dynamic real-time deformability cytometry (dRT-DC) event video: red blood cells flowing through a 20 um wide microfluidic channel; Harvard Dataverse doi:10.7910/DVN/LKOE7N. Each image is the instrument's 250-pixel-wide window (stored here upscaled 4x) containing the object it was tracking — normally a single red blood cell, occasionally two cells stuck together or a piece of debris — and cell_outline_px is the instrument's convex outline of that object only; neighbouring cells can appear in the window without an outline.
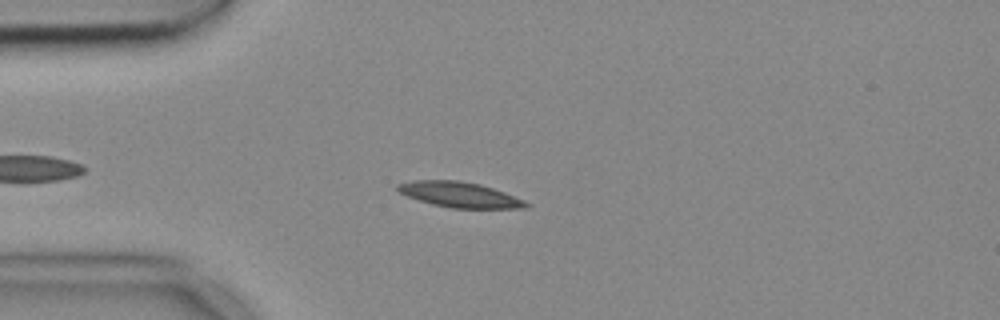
{"species": "common noctule bat (a hibernating species)", "species_latin": "Nyctalus noctula", "temperature_condition": "cold", "stored_images_in_passage": 39, "camera_frame_rate_fps": 3000, "um_per_image_px": 0.085, "animal": {"sex": "female", "body_mass_g": 18.4}, "frame": {"image": 1, "passage_image": 8, "time_ms": 2.333, "image_size_px": [1000, 320], "cell_outline_px": [[532, 204], [528, 208], [452, 208], [432, 204], [408, 196], [400, 192], [396, 188], [396, 184], [412, 180], [460, 180], [480, 184], [504, 192], [524, 200]], "centroid_in_image_um": [39.09, 16.54], "position_along_channel_um": 45.9, "area_um2": 18.96}}
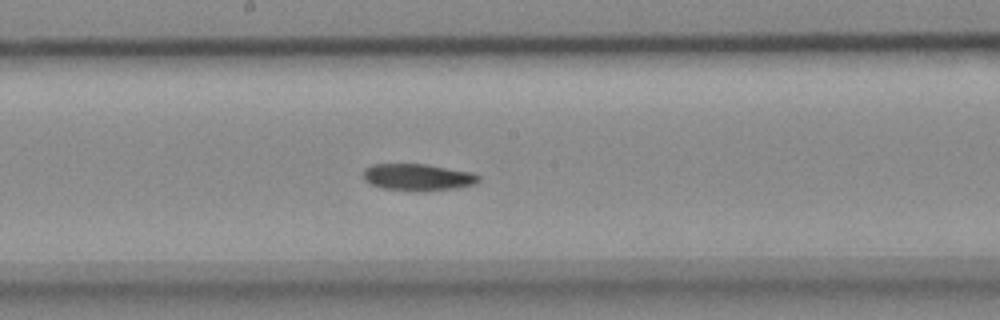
{"frame": {"image": 2, "passage_image": 23, "time_ms": 7.333, "image_size_px": [1000, 320], "cell_outline_px": [[480, 180], [476, 184], [456, 188], [428, 192], [416, 192], [380, 188], [364, 180], [364, 168], [372, 164], [424, 164], [472, 172], [480, 176]], "centroid_in_image_um": [35.53, 15.08], "position_along_channel_um": 212.7, "area_um2": 18.38}}
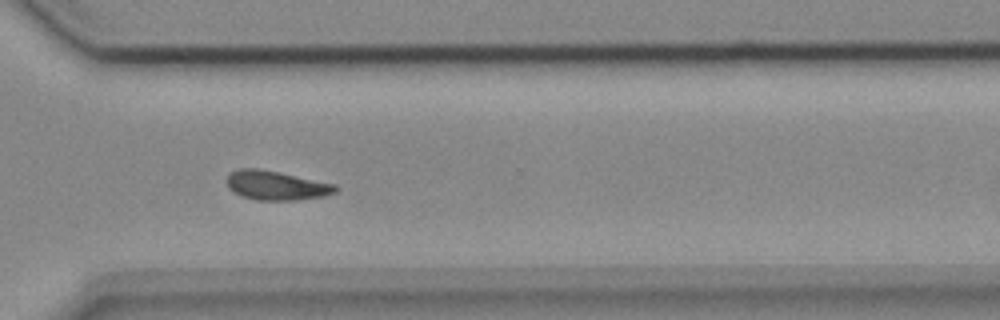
{"frame": {"image": 3, "passage_image": 34, "time_ms": 11.0, "image_size_px": [1000, 320], "cell_outline_px": [[336, 192], [324, 196], [296, 200], [256, 200], [240, 196], [228, 188], [228, 176], [232, 172], [240, 168], [256, 168], [336, 184]], "centroid_in_image_um": [23.47, 15.78], "position_along_channel_um": 347.1, "area_um2": 18.21}, "authors_computed_cell_mechanics": {"area_um2": 18.3804, "velocity_mm_per_s": 3.6568, "shape_relaxation_time_tau1_ms": 5.7954, "shape_relaxation_time_tau2_ms": null, "deformation_change_tau1": 0.1268, "deformation_change_tau2": null}}